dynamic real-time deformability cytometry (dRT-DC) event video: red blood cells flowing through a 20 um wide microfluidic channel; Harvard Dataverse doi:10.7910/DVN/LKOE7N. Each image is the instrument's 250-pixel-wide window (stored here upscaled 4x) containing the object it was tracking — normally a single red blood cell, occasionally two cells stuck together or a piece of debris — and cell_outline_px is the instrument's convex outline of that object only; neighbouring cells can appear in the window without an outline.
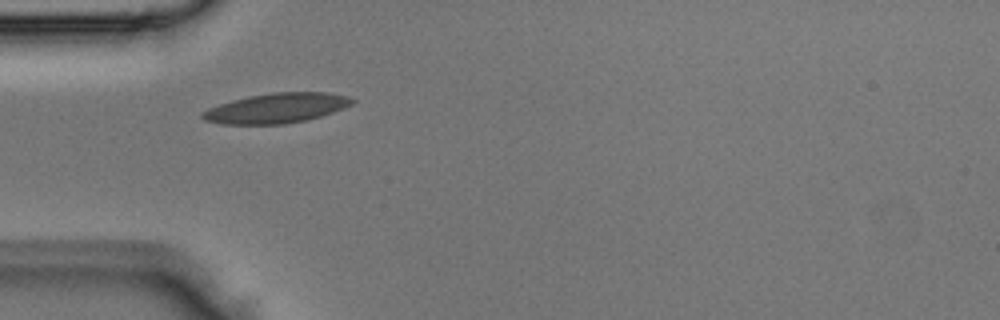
{"species": "Egyptian fruit bat (a non-hibernating species)", "species_latin": "Rousettus aegyptiacus", "temperature_condition": "room temperature", "stored_images_in_passage": 1, "camera_frame_rate_fps": 3000, "um_per_image_px": 0.085, "animal": {"sex": "male"}, "frame": {"image": 1, "passage_image": 1, "time_ms": 0.0, "image_size_px": [1000, 320], "cell_outline_px": [[356, 100], [352, 104], [344, 108], [308, 120], [284, 124], [224, 124], [204, 120], [200, 116], [200, 112], [208, 108], [232, 100], [248, 96], [272, 92], [328, 92], [348, 96]], "centroid_in_image_um": [23.5, 9.18], "position_along_channel_um": 61.5, "area_um2": 26.18}}